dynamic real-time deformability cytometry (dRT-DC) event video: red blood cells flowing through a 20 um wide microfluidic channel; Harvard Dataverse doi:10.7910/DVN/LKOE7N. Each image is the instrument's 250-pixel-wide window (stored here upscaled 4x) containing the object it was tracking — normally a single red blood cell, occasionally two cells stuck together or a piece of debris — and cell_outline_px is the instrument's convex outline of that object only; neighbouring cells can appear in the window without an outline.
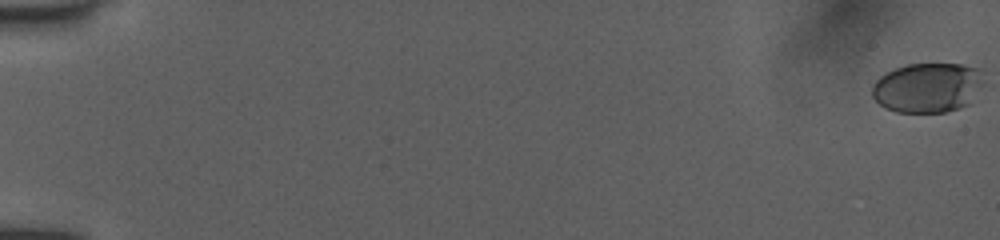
{"species": "human", "species_latin": "Homo sapiens", "temperature_condition": "room temperature", "stored_images_in_passage": 65, "camera_frame_rate_fps": 3000, "um_per_image_px": 0.085, "donor": {"sex": "female"}, "frame": {"image": 1, "passage_image": 1, "time_ms": 0.0, "image_size_px": [1000, 240], "cell_outline_px": [[984, 80], [972, 104], [960, 108], [944, 112], [896, 112], [884, 108], [872, 96], [872, 84], [880, 76], [896, 68], [908, 64], [964, 64], [980, 68]], "centroid_in_image_um": [78.88, 7.45], "position_along_channel_um": 6.1, "area_um2": 32.77}}
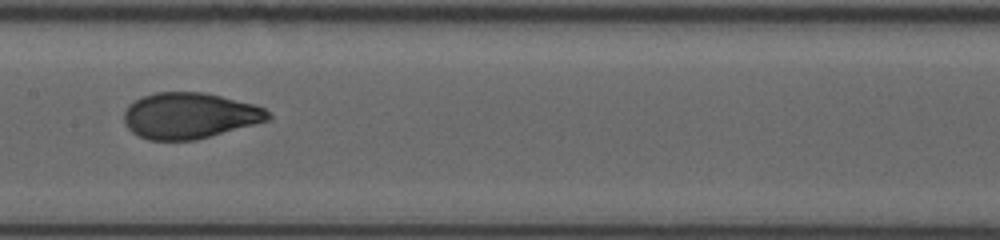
{"frame": {"image": 2, "passage_image": 39, "time_ms": 9.667, "image_size_px": [1000, 240], "cell_outline_px": [[272, 116], [268, 120], [196, 140], [148, 140], [132, 132], [124, 124], [124, 112], [136, 100], [144, 96], [156, 92], [204, 92], [256, 104], [264, 108]], "centroid_in_image_um": [16.12, 9.83], "position_along_channel_um": 191.3, "area_um2": 38.38}}
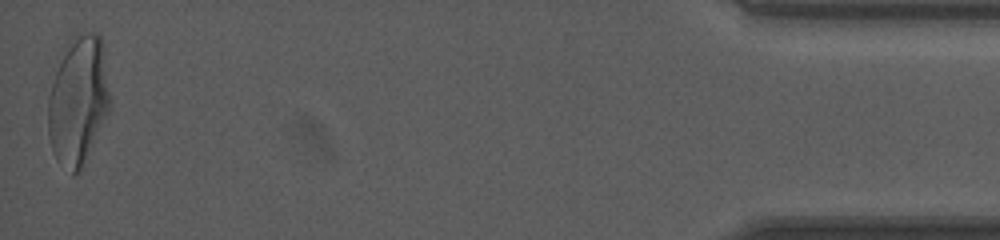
{"frame": {"image": 3, "passage_image": 65, "time_ms": 17.667, "image_size_px": [1000, 240], "cell_outline_px": [[108, 112], [80, 168], [72, 176], [56, 160], [52, 152], [48, 136], [48, 96], [56, 56], [68, 40], [72, 36], [88, 32], [96, 32], [100, 36], [104, 44], [108, 92]], "centroid_in_image_um": [6.57, 8.44], "position_along_channel_um": 428.6, "area_um2": 46.82}, "authors_computed_cell_mechanics": {"area_um2": 38.7838, "velocity_mm_per_s": 3.9923, "shape_relaxation_time_tau1_ms": 4.3988, "shape_relaxation_time_tau2_ms": null, "deformation_change_tau1": 0.1824, "deformation_change_tau2": null}}